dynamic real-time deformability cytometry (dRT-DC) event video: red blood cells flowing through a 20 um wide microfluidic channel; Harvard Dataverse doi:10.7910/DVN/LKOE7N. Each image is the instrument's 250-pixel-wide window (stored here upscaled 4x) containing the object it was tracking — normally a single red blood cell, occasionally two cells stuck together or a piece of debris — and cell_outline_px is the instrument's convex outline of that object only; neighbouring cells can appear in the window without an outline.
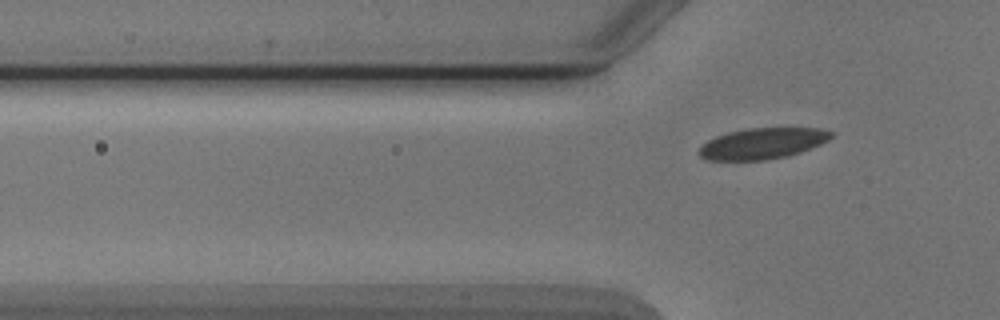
{"species": "Egyptian fruit bat (a non-hibernating species)", "species_latin": "Rousettus aegyptiacus", "temperature_condition": "cold", "stored_images_in_passage": 3, "camera_frame_rate_fps": 3000, "um_per_image_px": 0.085, "animal": {"sex": "male"}, "frame": {"image": 1, "passage_image": 3, "time_ms": 2.333, "image_size_px": [1000, 320], "cell_outline_px": [[832, 136], [828, 140], [820, 144], [800, 152], [788, 156], [768, 160], [708, 160], [700, 156], [696, 152], [700, 144], [716, 136], [728, 132], [748, 128], [820, 128], [832, 132]], "centroid_in_image_um": [64.76, 12.2], "position_along_channel_um": 61.0, "area_um2": 23.99}}